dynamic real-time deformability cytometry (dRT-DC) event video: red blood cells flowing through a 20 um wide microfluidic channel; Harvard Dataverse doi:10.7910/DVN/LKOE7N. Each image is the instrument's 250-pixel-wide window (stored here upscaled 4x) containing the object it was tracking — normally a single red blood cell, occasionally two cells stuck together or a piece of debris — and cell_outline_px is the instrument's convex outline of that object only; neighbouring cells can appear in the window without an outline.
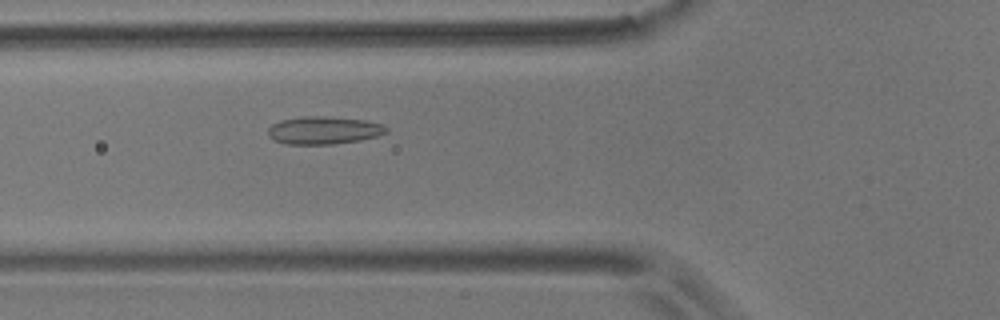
{"species": "common noctule bat (a hibernating species)", "species_latin": "Nyctalus noctula", "temperature_condition": "room temperature", "stored_images_in_passage": 5, "camera_frame_rate_fps": 3000, "um_per_image_px": 0.085, "animal": {"sex": "male", "body_mass_g": 17.9}, "frame": {"image": 1, "passage_image": 5, "time_ms": 5.667, "image_size_px": [1000, 320], "cell_outline_px": [[388, 132], [376, 136], [360, 140], [332, 144], [284, 144], [268, 136], [268, 128], [272, 124], [280, 120], [300, 116], [328, 116], [368, 120], [380, 124], [388, 128]], "centroid_in_image_um": [27.51, 11.06], "position_along_channel_um": 98.3, "area_um2": 19.25}}